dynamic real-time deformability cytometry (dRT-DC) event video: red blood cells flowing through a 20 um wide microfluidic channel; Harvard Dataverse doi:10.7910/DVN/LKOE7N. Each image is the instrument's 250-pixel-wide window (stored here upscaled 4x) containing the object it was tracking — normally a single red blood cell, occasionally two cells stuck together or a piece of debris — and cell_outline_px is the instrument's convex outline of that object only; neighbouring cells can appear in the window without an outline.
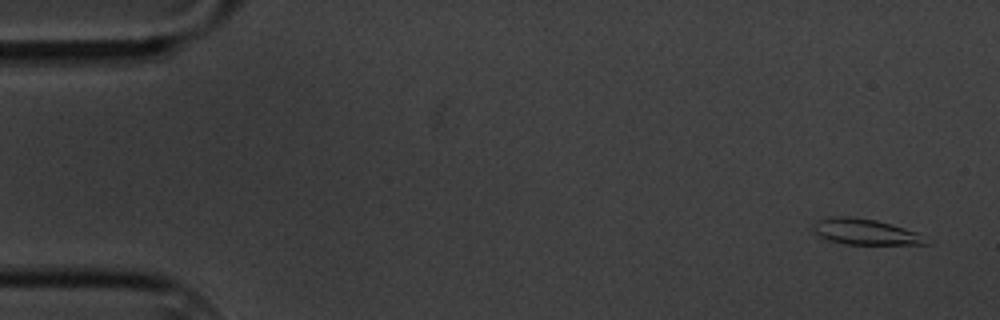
{"species": "common noctule bat (a hibernating species)", "species_latin": "Nyctalus noctula", "temperature_condition": "cold", "stored_images_in_passage": 5, "camera_frame_rate_fps": 3000, "um_per_image_px": 0.085, "animal": {"sex": "male", "body_mass_g": 20.1, "forearm_length_mm": 53.5}, "frame": {"image": 1, "passage_image": 1, "time_ms": 0.0, "image_size_px": [1000, 320], "cell_outline_px": [[932, 240], [928, 244], [844, 244], [828, 240], [812, 232], [812, 228], [820, 220], [832, 216], [848, 216], [876, 220], [904, 228], [916, 232]], "centroid_in_image_um": [73.57, 19.71], "position_along_channel_um": 11.4, "area_um2": 16.88}}